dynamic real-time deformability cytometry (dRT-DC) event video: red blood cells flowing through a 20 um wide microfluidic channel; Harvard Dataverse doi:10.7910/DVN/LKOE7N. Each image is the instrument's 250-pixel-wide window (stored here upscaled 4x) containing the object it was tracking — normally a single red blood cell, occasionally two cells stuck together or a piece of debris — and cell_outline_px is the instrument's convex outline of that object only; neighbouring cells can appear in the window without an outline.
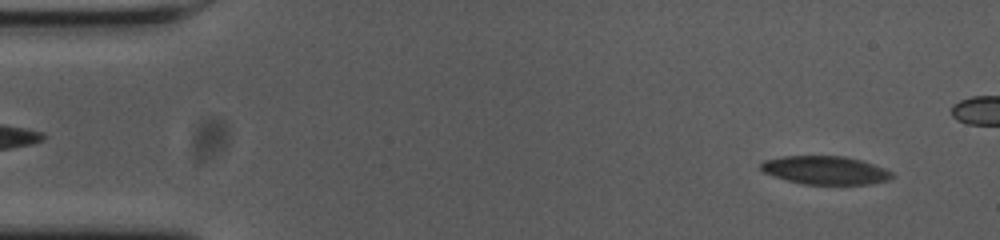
{"species": "common noctule bat (a hibernating species)", "species_latin": "Nyctalus noctula", "temperature_condition": "cold", "stored_images_in_passage": 57, "camera_frame_rate_fps": 3000, "um_per_image_px": 0.085, "animal": {"sex": "female", "body_mass_g": 23.0, "forearm_length_mm": 53.4}, "frame": {"image": 1, "passage_image": 3, "time_ms": 0.667, "image_size_px": [1000, 240], "cell_outline_px": [[892, 176], [888, 180], [868, 184], [804, 184], [788, 180], [764, 172], [760, 168], [760, 164], [764, 160], [784, 156], [844, 156], [860, 160], [872, 164], [892, 172]], "centroid_in_image_um": [70.13, 14.46], "position_along_channel_um": 14.9, "area_um2": 21.27}}
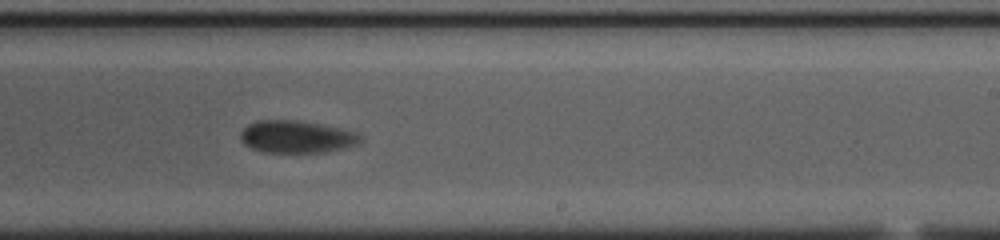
{"frame": {"image": 2, "passage_image": 33, "time_ms": 10.667, "image_size_px": [1000, 240], "cell_outline_px": [[364, 136], [356, 144], [324, 152], [264, 152], [252, 148], [244, 144], [240, 140], [240, 132], [248, 124], [256, 120], [296, 120], [320, 124], [340, 128], [356, 132]], "centroid_in_image_um": [25.17, 11.61], "position_along_channel_um": 263.8, "area_um2": 22.48}}
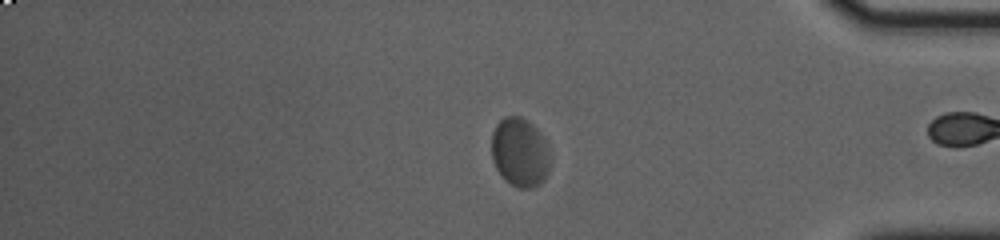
{"frame": {"image": 3, "passage_image": 46, "time_ms": 15.0, "image_size_px": [1000, 240], "cell_outline_px": [[552, 160], [548, 172], [544, 180], [540, 184], [532, 188], [516, 188], [496, 168], [492, 160], [492, 132], [496, 124], [504, 116], [520, 116], [532, 124], [540, 132], [552, 156]], "centroid_in_image_um": [44.22, 12.94], "position_along_channel_um": 391.0, "area_um2": 23.76}, "authors_computed_cell_mechanics": {"area_um2": 23.0044, "velocity_mm_per_s": 3.5438, "shape_relaxation_time_tau1_ms": 3.6903, "shape_relaxation_time_tau2_ms": null, "deformation_change_tau1": 0.1015, "deformation_change_tau2": null}}